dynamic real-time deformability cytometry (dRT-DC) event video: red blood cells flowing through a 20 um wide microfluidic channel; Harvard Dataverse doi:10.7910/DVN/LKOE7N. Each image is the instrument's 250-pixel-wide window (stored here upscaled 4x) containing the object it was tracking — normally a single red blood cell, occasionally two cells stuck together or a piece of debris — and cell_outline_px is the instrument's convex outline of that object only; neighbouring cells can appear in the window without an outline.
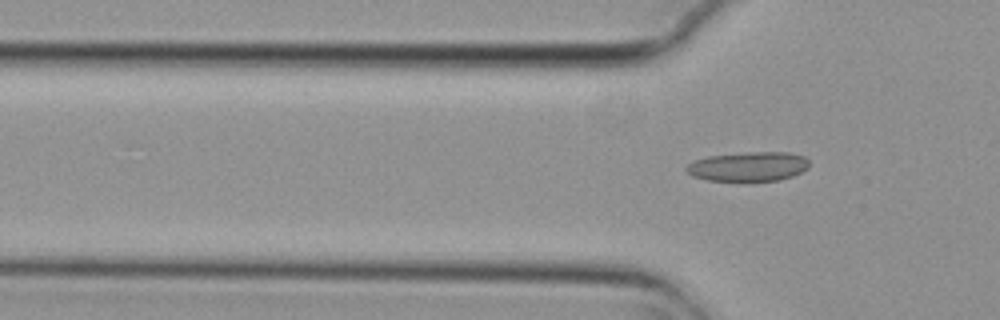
{"species": "common noctule bat (a hibernating species)", "species_latin": "Nyctalus noctula", "temperature_condition": "cold", "stored_images_in_passage": 6, "camera_frame_rate_fps": 3000, "um_per_image_px": 0.085, "animal": {"sex": "female", "body_mass_g": 29.2, "forearm_length_mm": 56.3}, "frame": {"image": 1, "passage_image": 6, "time_ms": 1.667, "image_size_px": [1000, 320], "cell_outline_px": [[808, 168], [792, 176], [780, 180], [708, 180], [692, 176], [684, 168], [688, 164], [696, 160], [708, 156], [748, 152], [788, 152], [804, 156], [808, 160]], "centroid_in_image_um": [63.62, 14.14], "position_along_channel_um": 62.2, "area_um2": 20.81}}